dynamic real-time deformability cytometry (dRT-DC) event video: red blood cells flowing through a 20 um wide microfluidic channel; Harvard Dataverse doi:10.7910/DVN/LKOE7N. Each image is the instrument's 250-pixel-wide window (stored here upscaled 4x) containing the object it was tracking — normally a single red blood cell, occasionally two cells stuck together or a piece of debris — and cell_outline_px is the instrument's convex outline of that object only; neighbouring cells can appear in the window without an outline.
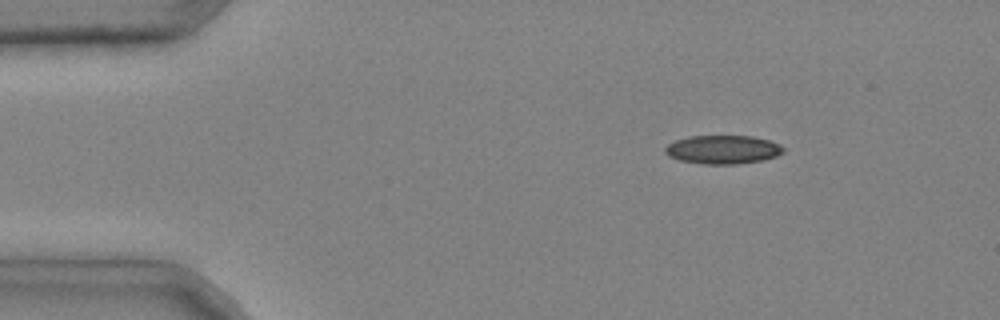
{"species": "common noctule bat (a hibernating species)", "species_latin": "Nyctalus noctula", "temperature_condition": "cold", "stored_images_in_passage": 4, "segment_of_instrument_passage": [1, 2], "camera_frame_rate_fps": 3000, "um_per_image_px": 0.085, "animal": {"sex": "male", "body_mass_g": 20.4}, "frame": {"image": 1, "passage_image": 1, "time_ms": 0.0, "image_size_px": [1000, 320], "cell_outline_px": [[784, 152], [776, 156], [764, 160], [740, 164], [704, 164], [680, 160], [668, 156], [664, 152], [664, 148], [668, 144], [676, 140], [688, 136], [752, 136], [768, 140], [780, 144], [784, 148]], "centroid_in_image_um": [61.45, 12.72], "position_along_channel_um": 23.6, "area_um2": 19.83}}